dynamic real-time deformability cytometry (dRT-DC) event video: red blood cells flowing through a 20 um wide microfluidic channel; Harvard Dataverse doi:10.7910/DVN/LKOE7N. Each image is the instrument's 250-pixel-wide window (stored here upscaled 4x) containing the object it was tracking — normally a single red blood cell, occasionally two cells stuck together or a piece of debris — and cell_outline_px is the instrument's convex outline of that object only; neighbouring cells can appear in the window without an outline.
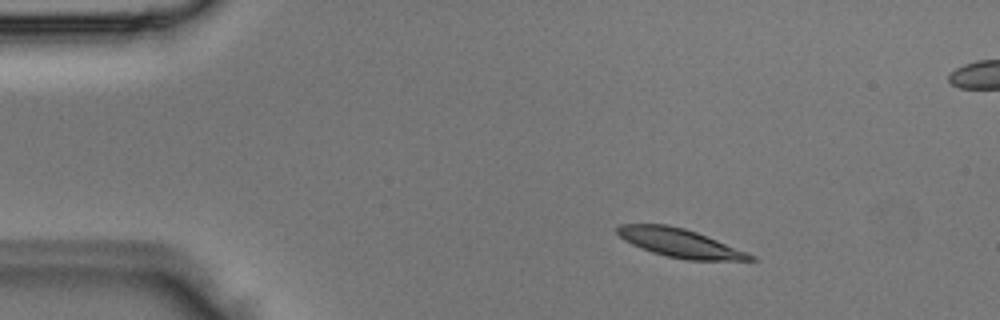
{"species": "Egyptian fruit bat (a non-hibernating species)", "species_latin": "Rousettus aegyptiacus", "temperature_condition": "room temperature", "stored_images_in_passage": 4, "camera_frame_rate_fps": 3000, "um_per_image_px": 0.085, "animal": {"sex": "male"}, "frame": {"image": 1, "passage_image": 2, "time_ms": 0.333, "image_size_px": [1000, 320], "cell_outline_px": [[756, 260], [688, 260], [668, 256], [652, 252], [632, 244], [624, 240], [616, 232], [616, 228], [620, 224], [668, 224], [684, 228], [696, 232], [756, 256]], "centroid_in_image_um": [57.75, 20.64], "position_along_channel_um": 27.2, "area_um2": 21.79}}
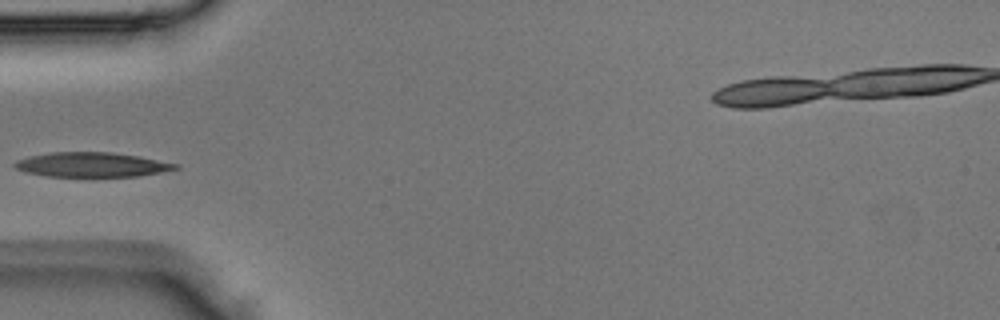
{"frame": {"image": 2, "passage_image": 4, "time_ms": 1.0, "image_size_px": [1000, 320], "cell_outline_px": [[180, 168], [140, 176], [92, 180], [44, 176], [24, 172], [16, 168], [12, 164], [16, 160], [32, 156], [52, 152], [112, 152], [140, 156], [180, 164]], "centroid_in_image_um": [7.82, 14.05], "position_along_channel_um": 77.2, "area_um2": 24.45}}